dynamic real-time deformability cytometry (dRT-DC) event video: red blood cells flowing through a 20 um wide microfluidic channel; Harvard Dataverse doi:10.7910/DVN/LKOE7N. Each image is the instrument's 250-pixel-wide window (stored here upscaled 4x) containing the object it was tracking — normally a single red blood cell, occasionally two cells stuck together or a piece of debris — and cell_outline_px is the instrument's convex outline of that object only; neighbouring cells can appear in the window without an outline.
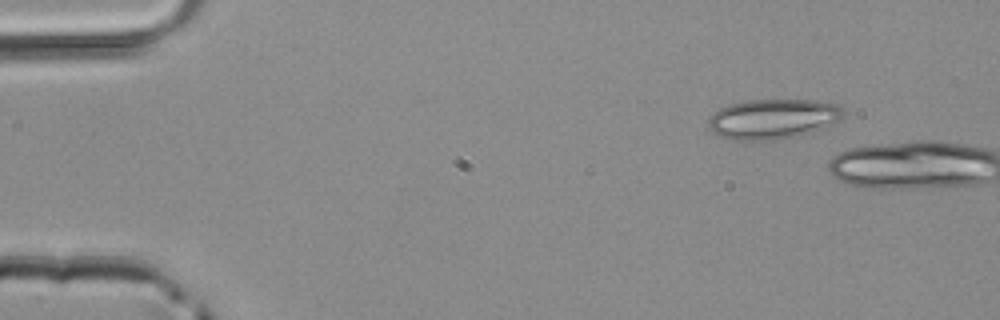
{"species": "common noctule bat (a hibernating species)", "species_latin": "Nyctalus noctula", "temperature_condition": "room temperature", "stored_images_in_passage": 2, "camera_frame_rate_fps": 3000, "um_per_image_px": 0.085, "animal": {"sex": "male", "body_mass_g": 20.4}, "frame": {"image": 1, "passage_image": 1, "time_ms": 0.0, "image_size_px": [1000, 320], "cell_outline_px": [[844, 116], [840, 120], [824, 128], [796, 136], [776, 140], [732, 140], [720, 136], [712, 132], [708, 128], [708, 120], [720, 108], [728, 104], [748, 100], [812, 100], [836, 104], [844, 112]], "centroid_in_image_um": [65.68, 10.11], "position_along_channel_um": 19.3, "area_um2": 31.44}}